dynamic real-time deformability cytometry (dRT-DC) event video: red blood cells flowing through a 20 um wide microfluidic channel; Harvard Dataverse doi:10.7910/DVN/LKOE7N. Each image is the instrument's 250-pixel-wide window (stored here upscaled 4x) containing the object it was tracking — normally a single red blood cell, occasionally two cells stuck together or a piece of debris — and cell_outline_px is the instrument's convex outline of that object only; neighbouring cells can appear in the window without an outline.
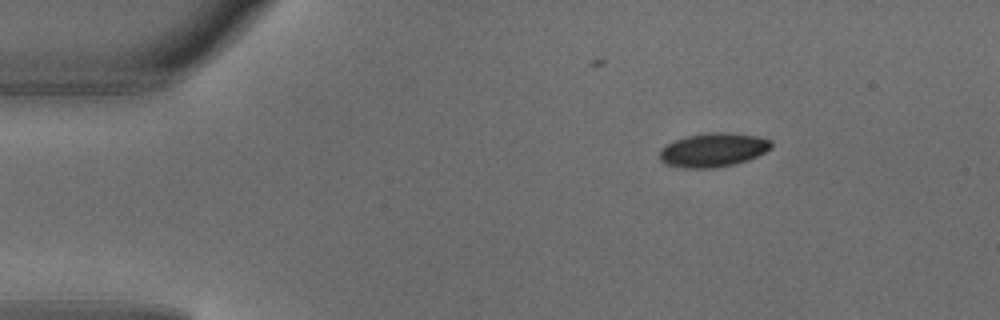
{"species": "common noctule bat (a hibernating species)", "species_latin": "Nyctalus noctula", "temperature_condition": "warm", "stored_images_in_passage": 3, "camera_frame_rate_fps": 3000, "um_per_image_px": 0.085, "animal": {"sex": "male", "body_mass_g": 18.8}, "frame": {"image": 1, "passage_image": 1, "time_ms": 0.0, "image_size_px": [1000, 320], "cell_outline_px": [[772, 148], [748, 160], [732, 164], [712, 168], [680, 168], [664, 164], [660, 160], [660, 148], [676, 140], [688, 136], [708, 132], [728, 132], [756, 136], [772, 140]], "centroid_in_image_um": [60.61, 12.75], "position_along_channel_um": 24.4, "area_um2": 22.02}}
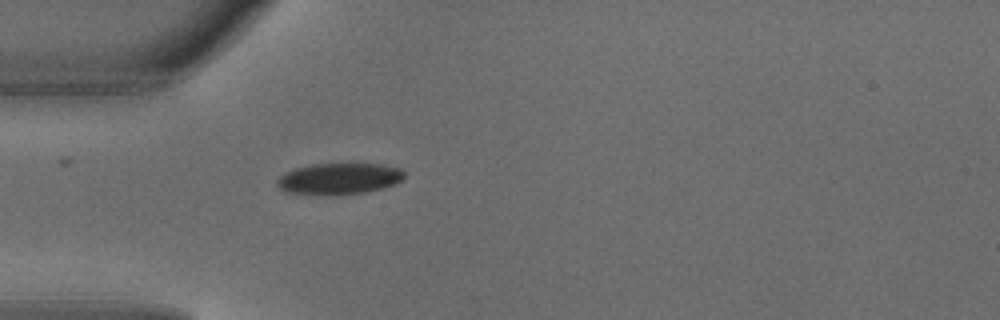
{"frame": {"image": 2, "passage_image": 3, "time_ms": 0.667, "image_size_px": [1000, 320], "cell_outline_px": [[404, 176], [396, 184], [384, 188], [368, 192], [332, 196], [288, 192], [280, 188], [276, 184], [276, 180], [284, 172], [296, 168], [312, 164], [380, 164], [400, 168], [404, 172]], "centroid_in_image_um": [28.82, 15.2], "position_along_channel_um": 56.2, "area_um2": 23.41}}